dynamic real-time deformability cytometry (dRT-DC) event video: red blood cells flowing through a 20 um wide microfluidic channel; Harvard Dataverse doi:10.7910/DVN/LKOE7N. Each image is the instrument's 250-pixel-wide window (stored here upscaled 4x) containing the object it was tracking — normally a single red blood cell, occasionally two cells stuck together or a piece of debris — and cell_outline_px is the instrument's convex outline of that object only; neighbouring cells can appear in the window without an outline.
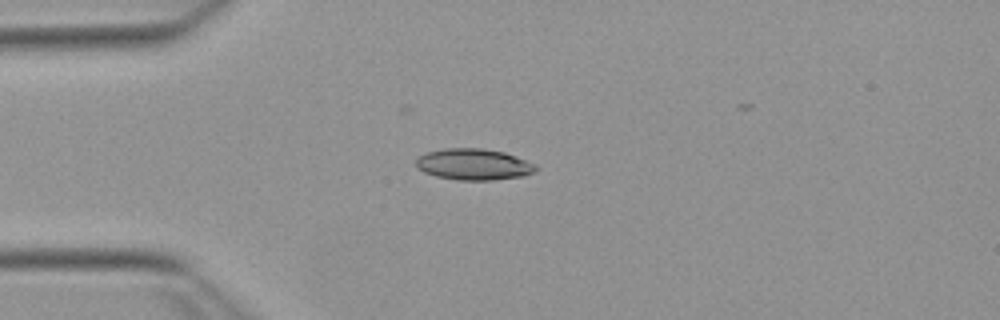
{"species": "Egyptian fruit bat (a non-hibernating species)", "species_latin": "Rousettus aegyptiacus", "temperature_condition": "warm", "stored_images_in_passage": 28, "camera_frame_rate_fps": 3000, "um_per_image_px": 0.085, "animal": {"sex": "female"}, "frame": {"image": 1, "passage_image": 1, "time_ms": 0.0, "image_size_px": [1000, 320], "cell_outline_px": [[540, 168], [536, 172], [524, 176], [492, 180], [460, 180], [436, 176], [424, 172], [416, 164], [416, 160], [420, 156], [428, 152], [444, 148], [484, 148], [504, 152], [516, 156], [536, 164]], "centroid_in_image_um": [40.34, 13.97], "position_along_channel_um": 44.7, "area_um2": 21.91}}
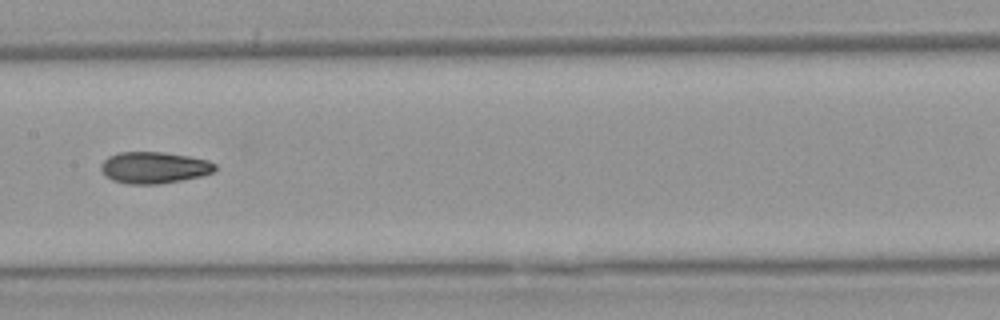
{"frame": {"image": 2, "passage_image": 14, "time_ms": 4.333, "image_size_px": [1000, 320], "cell_outline_px": [[216, 168], [212, 172], [200, 176], [160, 184], [128, 184], [112, 180], [100, 168], [100, 164], [108, 156], [120, 152], [164, 152], [188, 156], [208, 160], [216, 164]], "centroid_in_image_um": [13.09, 14.24], "position_along_channel_um": 194.3, "area_um2": 20.87}}
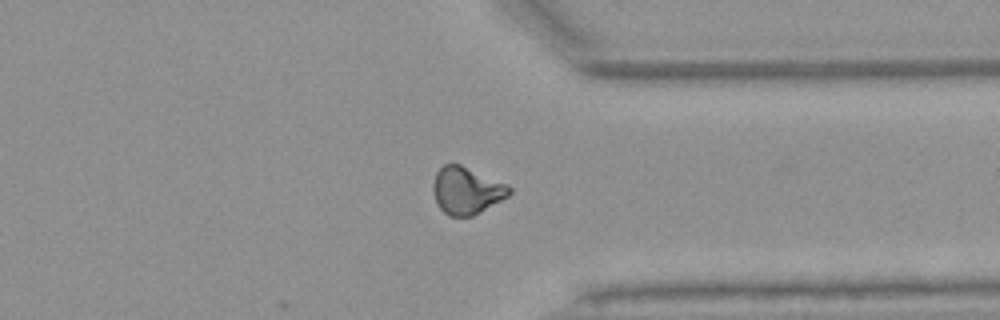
{"frame": {"image": 3, "passage_image": 28, "time_ms": 9.0, "image_size_px": [1000, 320], "cell_outline_px": [[512, 192], [508, 196], [480, 212], [472, 216], [448, 216], [440, 208], [432, 192], [432, 184], [436, 172], [444, 164], [460, 164], [508, 184], [512, 188]], "centroid_in_image_um": [39.65, 16.19], "position_along_channel_um": 371.7, "area_um2": 20.98}, "authors_computed_cell_mechanics": {"area_um2": 20.9236, "velocity_mm_per_s": 3.8737, "shape_relaxation_time_tau1_ms": 9.5773, "shape_relaxation_time_tau2_ms": 3.8208, "deformation_change_tau1": 0.2066, "deformation_change_tau2": 0.1025}}